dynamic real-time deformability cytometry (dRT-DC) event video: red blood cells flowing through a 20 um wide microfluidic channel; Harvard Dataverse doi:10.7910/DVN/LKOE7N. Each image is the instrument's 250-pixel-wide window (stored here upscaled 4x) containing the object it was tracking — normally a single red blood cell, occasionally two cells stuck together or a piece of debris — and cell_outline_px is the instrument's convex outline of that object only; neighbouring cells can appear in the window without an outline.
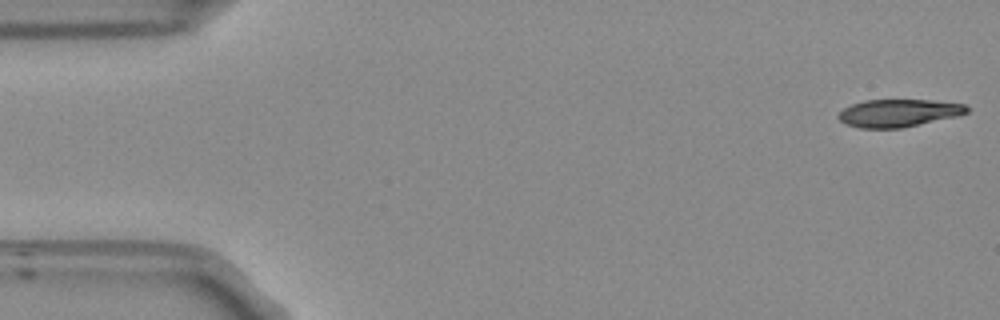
{"species": "Egyptian fruit bat (a non-hibernating species)", "species_latin": "Rousettus aegyptiacus", "temperature_condition": "room temperature", "stored_images_in_passage": 53, "camera_frame_rate_fps": 3000, "um_per_image_px": 0.085, "frame": {"image": 1, "passage_image": 1, "time_ms": 0.0, "image_size_px": [1000, 320], "cell_outline_px": [[972, 108], [968, 112], [956, 116], [900, 128], [860, 128], [844, 124], [836, 116], [844, 108], [852, 104], [864, 100], [932, 100], [964, 104]], "centroid_in_image_um": [76.36, 9.6], "position_along_channel_um": 8.6, "area_um2": 20.63}}
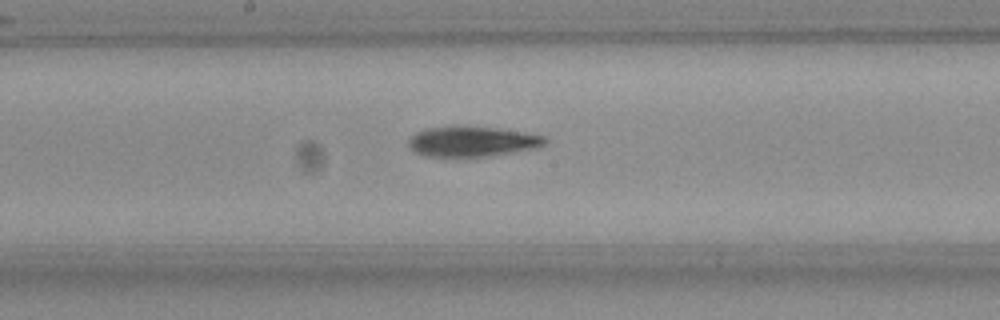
{"frame": {"image": 2, "passage_image": 27, "time_ms": 8.667, "image_size_px": [1000, 320], "cell_outline_px": [[548, 140], [540, 148], [488, 156], [428, 156], [416, 152], [408, 144], [408, 140], [416, 132], [428, 128], [452, 124], [456, 124], [492, 128], [520, 132], [544, 136]], "centroid_in_image_um": [40.13, 12.0], "position_along_channel_um": 208.1, "area_um2": 24.1}}
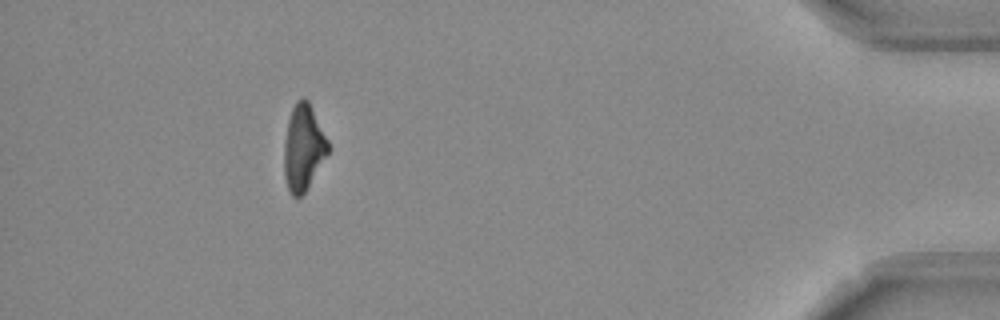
{"frame": {"image": 3, "passage_image": 48, "time_ms": 15.667, "image_size_px": [1000, 320], "cell_outline_px": [[332, 148], [304, 192], [300, 196], [292, 196], [288, 188], [284, 176], [284, 144], [288, 120], [292, 108], [296, 100], [304, 96], [308, 100]], "centroid_in_image_um": [25.8, 12.51], "position_along_channel_um": 409.4, "area_um2": 22.02}, "authors_computed_cell_mechanics": {"area_um2": 23.2356, "velocity_mm_per_s": 3.7557, "shape_relaxation_time_tau1_ms": 3.0963, "shape_relaxation_time_tau2_ms": 10.5471, "deformation_change_tau1": 0.1479, "deformation_change_tau2": 0.255}}